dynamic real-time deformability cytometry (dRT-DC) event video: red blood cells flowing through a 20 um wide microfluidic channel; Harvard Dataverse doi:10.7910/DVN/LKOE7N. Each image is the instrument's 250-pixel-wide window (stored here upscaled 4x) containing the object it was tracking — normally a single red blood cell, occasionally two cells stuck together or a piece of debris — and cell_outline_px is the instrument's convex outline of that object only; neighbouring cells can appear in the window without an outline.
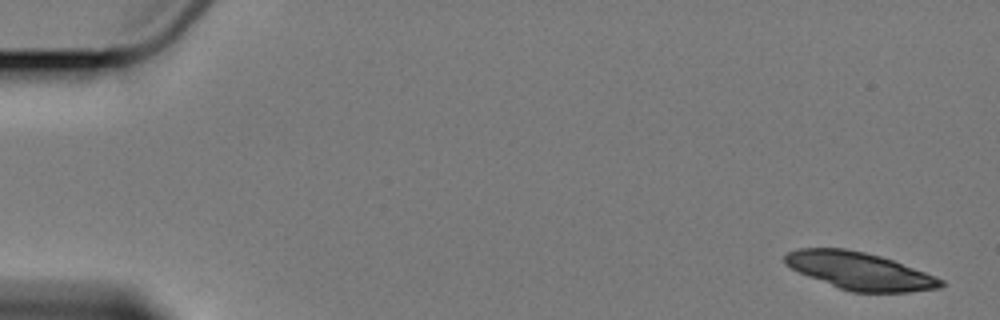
{"species": "Egyptian fruit bat (a non-hibernating species)", "species_latin": "Rousettus aegyptiacus", "temperature_condition": "cold", "stored_images_in_passage": 6, "camera_frame_rate_fps": 3000, "um_per_image_px": 0.085, "animal": {"sex": "female"}, "frame": {"image": 1, "passage_image": 1, "time_ms": 0.0, "image_size_px": [1000, 320], "cell_outline_px": [[944, 284], [940, 288], [908, 292], [852, 292], [840, 288], [808, 276], [784, 264], [784, 256], [788, 252], [796, 248], [844, 248], [864, 252], [880, 256], [892, 260], [924, 272], [944, 280]], "centroid_in_image_um": [73.05, 23.02], "position_along_channel_um": 12.0, "area_um2": 33.58}}
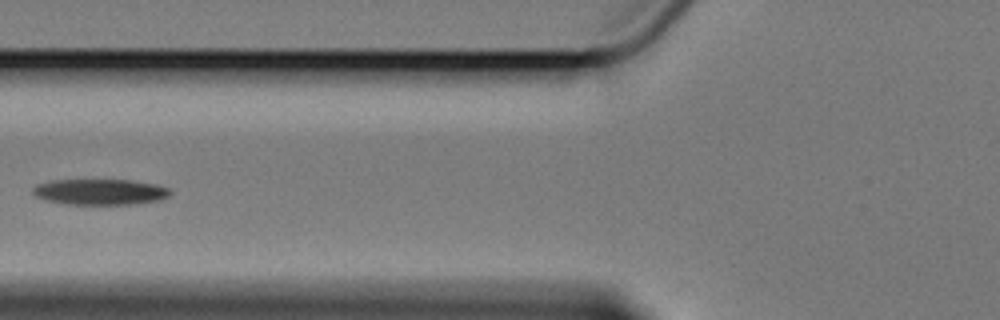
{"frame": {"image": 2, "passage_image": 6, "time_ms": 7.333, "image_size_px": [1000, 320], "cell_outline_px": [[172, 192], [168, 196], [160, 200], [136, 204], [64, 204], [44, 200], [36, 196], [32, 192], [32, 188], [36, 184], [52, 180], [132, 180], [156, 184], [168, 188]], "centroid_in_image_um": [8.49, 16.31], "position_along_channel_um": 117.3, "area_um2": 20.81}}